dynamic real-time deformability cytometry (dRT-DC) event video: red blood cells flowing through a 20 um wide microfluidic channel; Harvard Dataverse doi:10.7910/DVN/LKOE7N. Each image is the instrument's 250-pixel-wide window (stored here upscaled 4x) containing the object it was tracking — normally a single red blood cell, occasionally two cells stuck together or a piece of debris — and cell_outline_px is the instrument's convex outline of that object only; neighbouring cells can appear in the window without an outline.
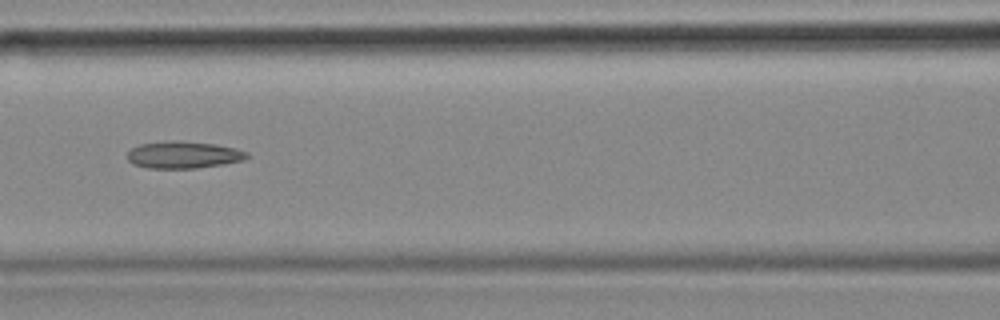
{"species": "common noctule bat (a hibernating species)", "species_latin": "Nyctalus noctula", "temperature_condition": "cold", "stored_images_in_passage": 55, "camera_frame_rate_fps": 3000, "um_per_image_px": 0.085, "animal": {"sex": "female", "body_mass_g": 18.4}, "frame": {"image": 1, "passage_image": 24, "time_ms": 7.667, "image_size_px": [1000, 320], "cell_outline_px": [[248, 156], [244, 160], [224, 164], [196, 168], [148, 168], [132, 164], [128, 160], [128, 152], [132, 148], [140, 144], [172, 140], [216, 144], [236, 148], [248, 152]], "centroid_in_image_um": [15.6, 13.16], "position_along_channel_um": 151.0, "area_um2": 18.84}, "authors_computed_cell_mechanics": {"area_um2": 19.074, "velocity_mm_per_s": 3.6516, "shape_relaxation_time_tau1_ms": null, "shape_relaxation_time_tau2_ms": 8.9385, "deformation_change_tau1": null, "deformation_change_tau2": 0.2475}}